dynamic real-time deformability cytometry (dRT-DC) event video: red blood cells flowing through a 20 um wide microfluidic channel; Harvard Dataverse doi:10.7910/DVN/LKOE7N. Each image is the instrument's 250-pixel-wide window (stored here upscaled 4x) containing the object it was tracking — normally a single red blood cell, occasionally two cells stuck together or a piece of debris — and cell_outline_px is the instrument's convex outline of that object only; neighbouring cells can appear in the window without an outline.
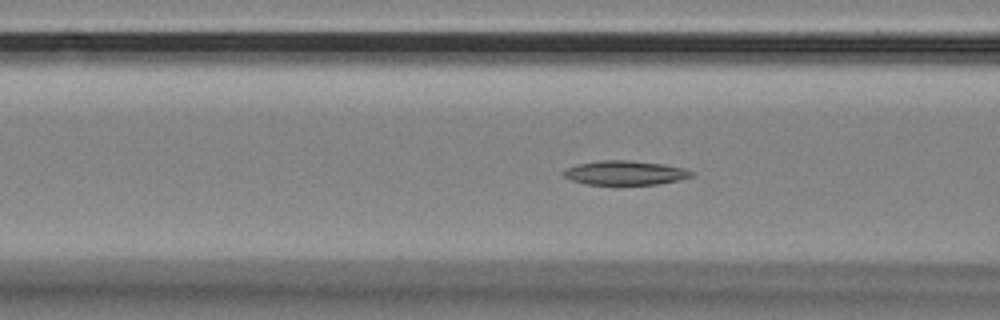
{"species": "Egyptian fruit bat (a non-hibernating species)", "species_latin": "Rousettus aegyptiacus", "temperature_condition": "room temperature", "stored_images_in_passage": 58, "camera_frame_rate_fps": 3000, "um_per_image_px": 0.085, "animal": {"sex": "female"}, "frame": {"image": 1, "passage_image": 22, "time_ms": 7.0, "image_size_px": [1000, 320], "cell_outline_px": [[692, 176], [680, 180], [656, 184], [584, 184], [560, 176], [560, 172], [568, 168], [580, 164], [604, 160], [628, 160], [660, 164], [684, 168], [692, 172]], "centroid_in_image_um": [53.08, 14.7], "position_along_channel_um": 113.5, "area_um2": 17.8}}
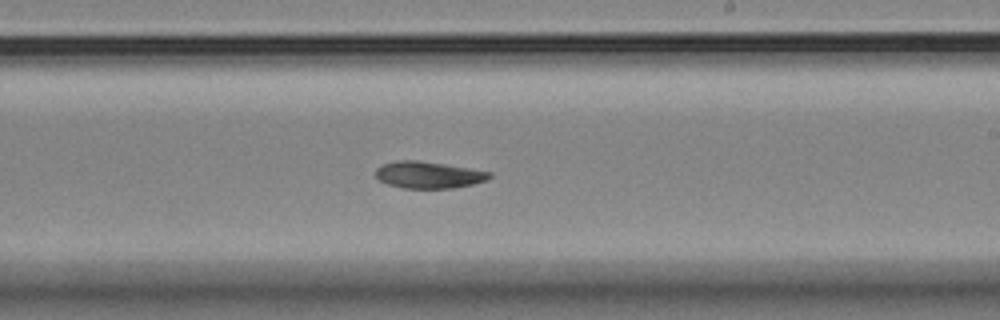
{"frame": {"image": 2, "passage_image": 34, "time_ms": 11.0, "image_size_px": [1000, 320], "cell_outline_px": [[492, 176], [488, 180], [472, 184], [452, 188], [400, 188], [388, 184], [380, 180], [376, 176], [376, 168], [384, 164], [400, 160], [416, 160], [444, 164], [492, 172]], "centroid_in_image_um": [36.44, 14.87], "position_along_channel_um": 252.6, "area_um2": 17.63}}
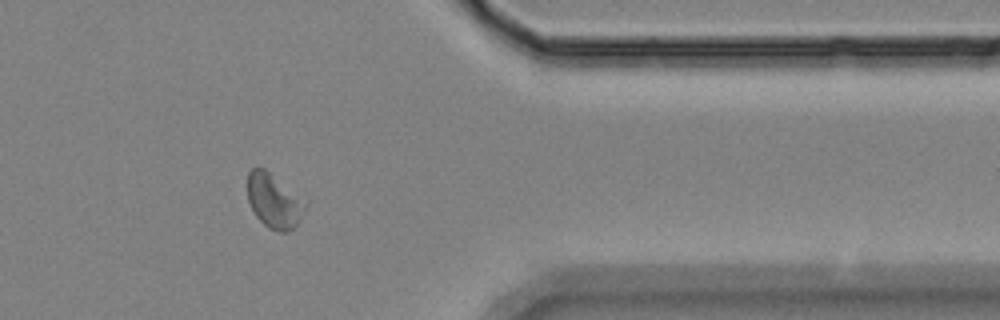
{"frame": {"image": 3, "passage_image": 47, "time_ms": 15.333, "image_size_px": [1000, 320], "cell_outline_px": [[308, 204], [300, 220], [288, 232], [280, 232], [268, 228], [256, 216], [248, 200], [248, 172], [252, 168], [264, 168], [308, 196]], "centroid_in_image_um": [23.39, 17.04], "position_along_channel_um": 388.0, "area_um2": 19.13}}